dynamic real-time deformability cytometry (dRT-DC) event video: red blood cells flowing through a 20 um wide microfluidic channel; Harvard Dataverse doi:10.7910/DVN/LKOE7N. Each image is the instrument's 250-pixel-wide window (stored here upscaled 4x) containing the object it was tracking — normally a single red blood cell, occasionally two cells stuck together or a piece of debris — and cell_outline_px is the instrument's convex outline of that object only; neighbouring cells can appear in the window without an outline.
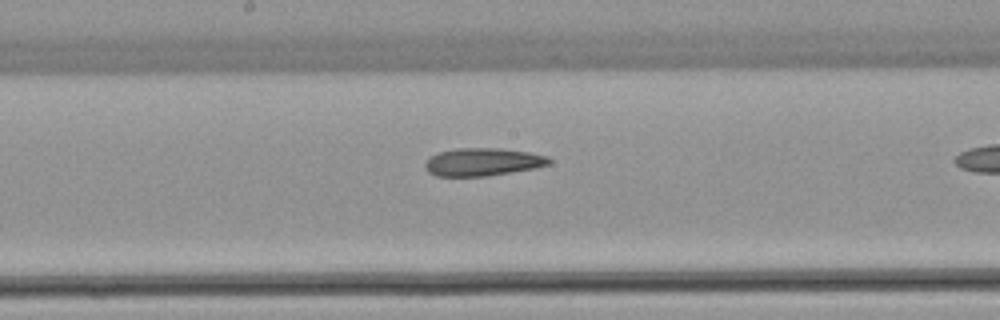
{"species": "common noctule bat (a hibernating species)", "species_latin": "Nyctalus noctula", "temperature_condition": "warm", "stored_images_in_passage": 31, "camera_frame_rate_fps": 3000, "um_per_image_px": 0.085, "animal": {"sex": "female", "body_mass_g": 22.7, "forearm_length_mm": 54.2}, "frame": {"image": 1, "passage_image": 18, "time_ms": 5.667, "image_size_px": [1000, 320], "cell_outline_px": [[552, 160], [548, 164], [536, 168], [512, 172], [484, 176], [436, 176], [428, 172], [424, 168], [424, 164], [436, 152], [456, 148], [500, 148], [528, 152], [548, 156]], "centroid_in_image_um": [41.02, 13.76], "position_along_channel_um": 207.2, "area_um2": 20.17}}
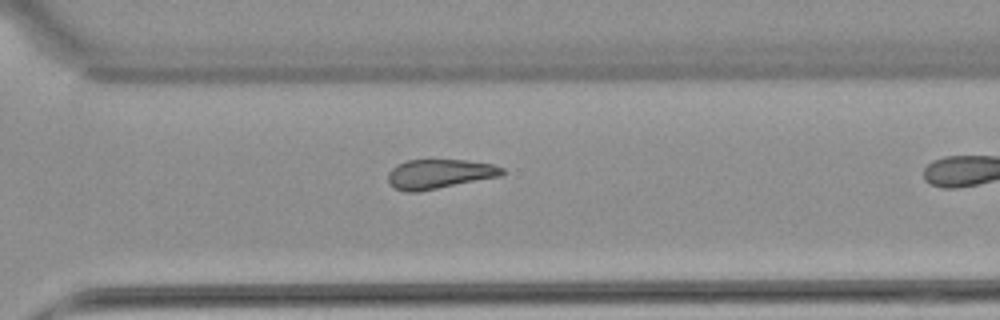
{"frame": {"image": 2, "passage_image": 27, "time_ms": 8.667, "image_size_px": [1000, 320], "cell_outline_px": [[504, 172], [500, 176], [416, 192], [404, 192], [396, 188], [388, 180], [388, 172], [396, 164], [408, 160], [464, 160], [492, 164], [504, 168]], "centroid_in_image_um": [37.32, 14.78], "position_along_channel_um": 333.3, "area_um2": 19.31}}